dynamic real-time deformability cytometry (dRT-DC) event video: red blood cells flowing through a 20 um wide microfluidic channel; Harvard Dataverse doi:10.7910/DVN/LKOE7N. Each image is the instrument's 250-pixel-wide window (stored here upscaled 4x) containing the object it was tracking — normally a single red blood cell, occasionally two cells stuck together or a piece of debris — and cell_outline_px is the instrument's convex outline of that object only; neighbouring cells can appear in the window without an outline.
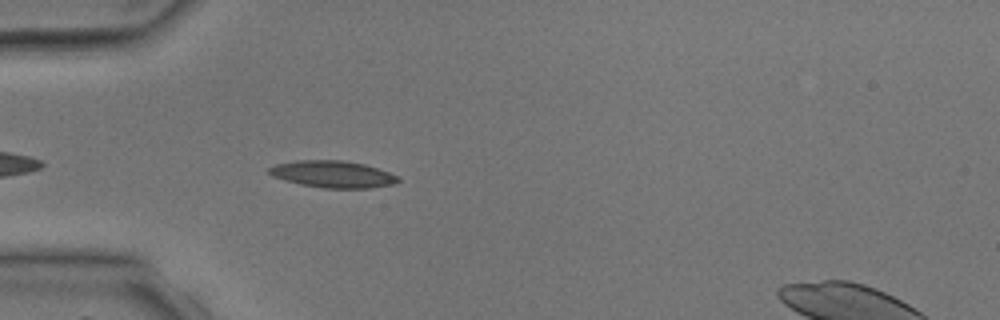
{"species": "common noctule bat (a hibernating species)", "species_latin": "Nyctalus noctula", "temperature_condition": "room temperature", "stored_images_in_passage": 4, "camera_frame_rate_fps": 3000, "um_per_image_px": 0.085, "animal": {"sex": "male", "body_mass_g": 17.9, "forearm_length_mm": 54.2}, "frame": {"image": 1, "passage_image": 3, "time_ms": 3.0, "image_size_px": [1000, 320], "cell_outline_px": [[400, 180], [396, 184], [368, 188], [324, 188], [300, 184], [284, 180], [272, 176], [268, 172], [268, 168], [276, 164], [296, 160], [340, 160], [364, 164], [388, 172], [396, 176]], "centroid_in_image_um": [28.26, 14.81], "position_along_channel_um": 56.7, "area_um2": 20.11}}